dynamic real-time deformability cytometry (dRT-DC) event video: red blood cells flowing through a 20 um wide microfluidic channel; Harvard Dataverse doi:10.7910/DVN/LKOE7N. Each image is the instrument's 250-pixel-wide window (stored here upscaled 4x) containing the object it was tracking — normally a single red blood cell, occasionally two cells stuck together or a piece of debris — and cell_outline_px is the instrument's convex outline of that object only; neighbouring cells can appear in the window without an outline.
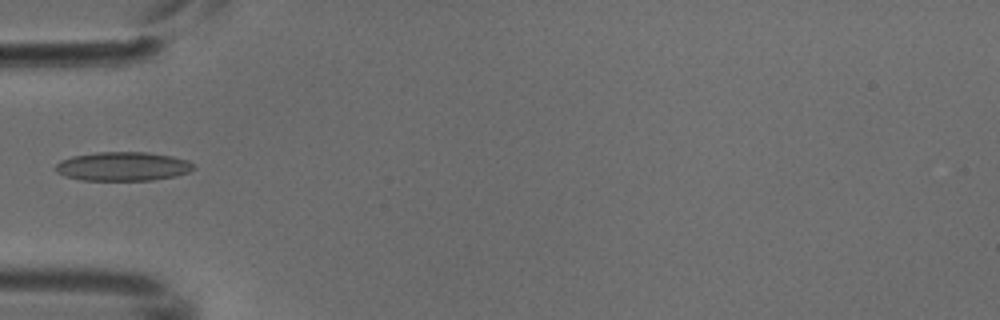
{"species": "common noctule bat (a hibernating species)", "species_latin": "Nyctalus noctula", "temperature_condition": "cold", "stored_images_in_passage": 6, "camera_frame_rate_fps": 3000, "um_per_image_px": 0.085, "animal": {"sex": "male", "body_mass_g": 18.8}, "frame": {"image": 1, "passage_image": 5, "time_ms": 1.333, "image_size_px": [1000, 320], "cell_outline_px": [[196, 168], [188, 172], [176, 176], [152, 180], [80, 180], [64, 176], [56, 172], [52, 168], [60, 160], [72, 156], [96, 152], [144, 152], [172, 156], [188, 160]], "centroid_in_image_um": [10.4, 14.14], "position_along_channel_um": 74.6, "area_um2": 23.47}}
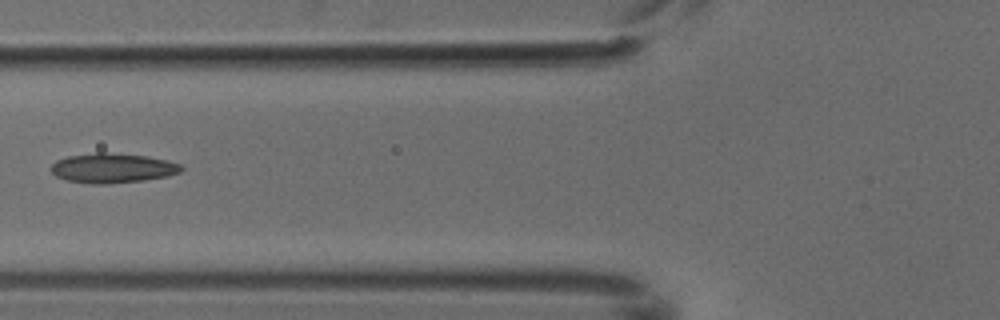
{"frame": {"image": 2, "passage_image": 6, "time_ms": 1.667, "image_size_px": [1000, 320], "cell_outline_px": [[184, 168], [180, 172], [168, 176], [144, 180], [104, 184], [88, 184], [68, 180], [56, 176], [52, 172], [52, 164], [56, 160], [68, 156], [96, 152], [104, 152], [144, 156], [164, 160], [180, 164]], "centroid_in_image_um": [9.55, 14.29], "position_along_channel_um": 116.3, "area_um2": 22.31}}